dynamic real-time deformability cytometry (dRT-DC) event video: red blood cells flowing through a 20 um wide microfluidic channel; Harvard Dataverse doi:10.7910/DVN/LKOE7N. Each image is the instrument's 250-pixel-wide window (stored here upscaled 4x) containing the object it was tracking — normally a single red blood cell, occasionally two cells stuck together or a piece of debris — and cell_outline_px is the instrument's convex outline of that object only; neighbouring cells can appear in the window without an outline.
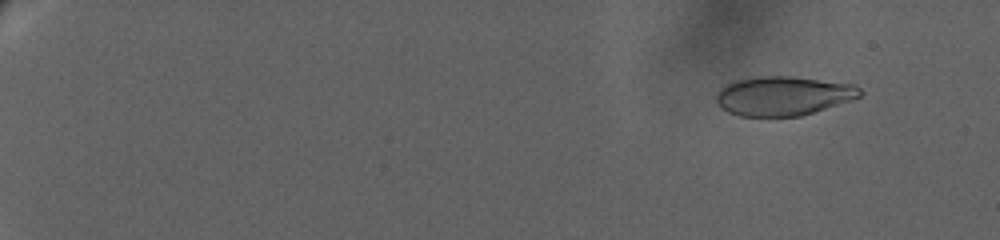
{"species": "human", "species_latin": "Homo sapiens", "temperature_condition": "warm", "stored_images_in_passage": 41, "camera_frame_rate_fps": 3000, "um_per_image_px": 0.085, "donor": {"sex": "female"}, "frame": {"image": 1, "passage_image": 7, "time_ms": 2.333, "image_size_px": [1000, 240], "cell_outline_px": [[864, 92], [860, 96], [852, 100], [800, 116], [740, 116], [728, 112], [716, 100], [716, 96], [720, 88], [736, 80], [756, 76], [792, 76], [852, 84], [860, 88]], "centroid_in_image_um": [66.59, 8.14], "position_along_channel_um": 18.4, "area_um2": 32.66}}
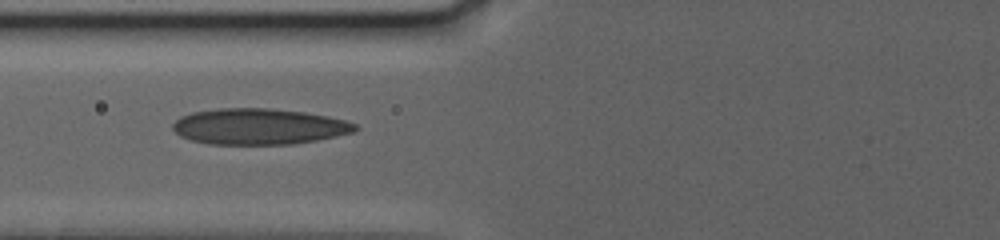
{"frame": {"image": 2, "passage_image": 30, "time_ms": 11.333, "image_size_px": [1000, 240], "cell_outline_px": [[360, 128], [352, 132], [336, 136], [316, 140], [292, 144], [212, 144], [192, 140], [180, 136], [172, 128], [172, 124], [180, 116], [192, 112], [216, 108], [268, 108], [304, 112], [328, 116], [344, 120], [356, 124]], "centroid_in_image_um": [21.99, 10.74], "position_along_channel_um": 103.8, "area_um2": 38.21}}
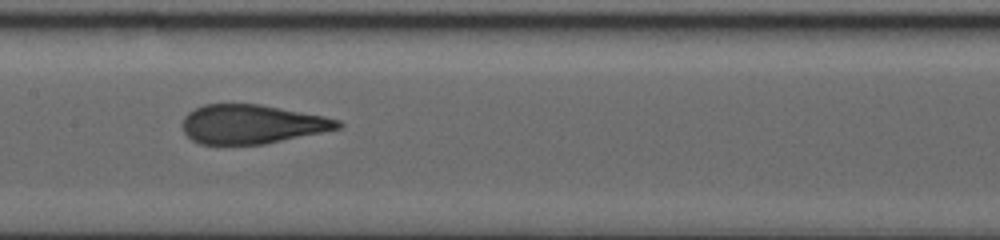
{"frame": {"image": 3, "passage_image": 40, "time_ms": 14.0, "image_size_px": [1000, 240], "cell_outline_px": [[344, 124], [340, 128], [264, 144], [200, 144], [192, 140], [184, 132], [184, 116], [188, 112], [204, 104], [260, 104], [324, 116], [340, 120]], "centroid_in_image_um": [21.42, 10.55], "position_along_channel_um": 186.0, "area_um2": 35.08}}